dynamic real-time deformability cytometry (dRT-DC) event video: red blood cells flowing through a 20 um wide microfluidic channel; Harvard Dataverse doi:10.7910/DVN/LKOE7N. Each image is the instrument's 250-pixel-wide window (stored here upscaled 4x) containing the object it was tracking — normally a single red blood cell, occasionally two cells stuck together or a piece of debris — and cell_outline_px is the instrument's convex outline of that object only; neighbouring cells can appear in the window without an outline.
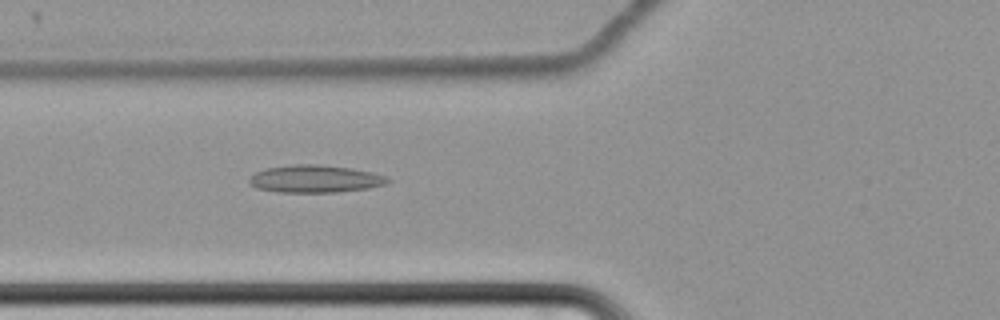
{"species": "common noctule bat (a hibernating species)", "species_latin": "Nyctalus noctula", "temperature_condition": "cold", "stored_images_in_passage": 64, "camera_frame_rate_fps": 3000, "um_per_image_px": 0.085, "animal": {"sex": "female", "body_mass_g": 22.7, "forearm_length_mm": 54.2}, "frame": {"image": 1, "passage_image": 27, "time_ms": 8.667, "image_size_px": [1000, 320], "cell_outline_px": [[392, 180], [384, 184], [368, 188], [336, 192], [280, 192], [256, 188], [248, 184], [248, 180], [256, 172], [268, 168], [292, 164], [320, 164], [352, 168], [372, 172], [384, 176]], "centroid_in_image_um": [26.77, 15.2], "position_along_channel_um": 99.0, "area_um2": 22.14}}
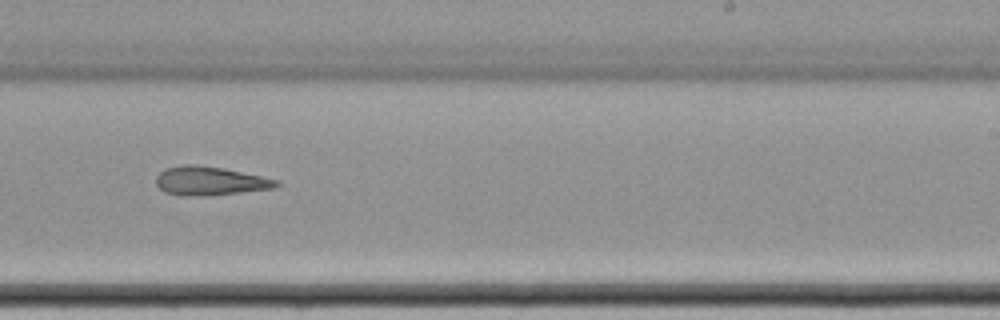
{"frame": {"image": 2, "passage_image": 42, "time_ms": 13.667, "image_size_px": [1000, 320], "cell_outline_px": [[280, 184], [272, 188], [240, 192], [204, 196], [180, 196], [164, 192], [156, 184], [156, 176], [164, 168], [180, 164], [196, 164], [224, 168], [280, 180]], "centroid_in_image_um": [17.79, 15.37], "position_along_channel_um": 271.2, "area_um2": 20.35}}
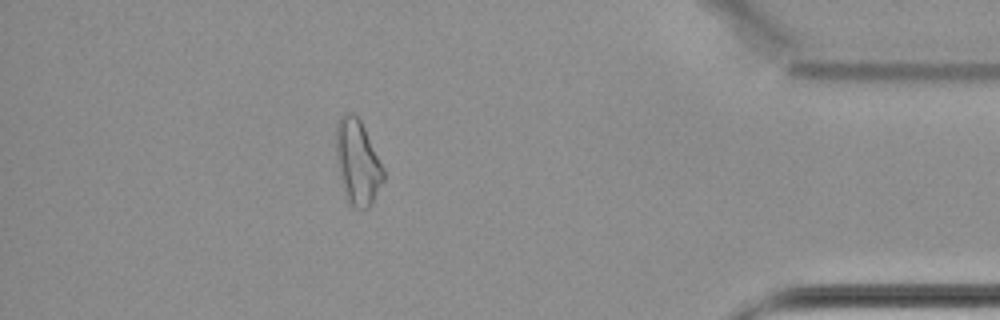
{"frame": {"image": 3, "passage_image": 57, "time_ms": 18.667, "image_size_px": [1000, 320], "cell_outline_px": [[384, 180], [372, 204], [368, 208], [356, 208], [348, 204], [344, 196], [336, 164], [336, 120], [344, 112], [352, 112], [360, 120], [384, 168]], "centroid_in_image_um": [30.36, 13.81], "position_along_channel_um": 404.8, "area_um2": 23.87}}